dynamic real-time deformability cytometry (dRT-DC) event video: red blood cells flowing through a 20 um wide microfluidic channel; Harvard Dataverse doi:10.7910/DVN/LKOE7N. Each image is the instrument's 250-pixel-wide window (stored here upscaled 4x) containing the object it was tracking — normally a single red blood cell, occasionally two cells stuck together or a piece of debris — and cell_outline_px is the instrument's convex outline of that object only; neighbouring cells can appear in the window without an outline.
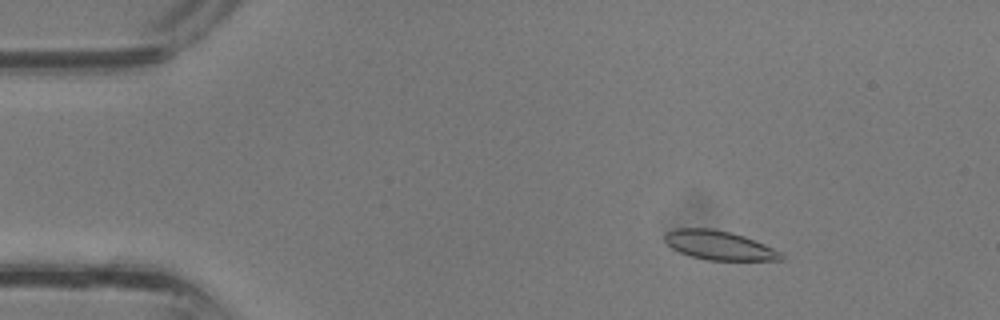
{"species": "common noctule bat (a hibernating species)", "species_latin": "Nyctalus noctula", "temperature_condition": "room temperature", "stored_images_in_passage": 37, "camera_frame_rate_fps": 3000, "um_per_image_px": 0.085, "animal": {"sex": "male", "body_mass_g": 13.3}, "frame": {"image": 1, "passage_image": 6, "time_ms": 1.667, "image_size_px": [1000, 320], "cell_outline_px": [[784, 260], [704, 260], [680, 252], [672, 248], [664, 240], [664, 232], [676, 228], [712, 228], [744, 236], [764, 244], [780, 252], [784, 256]], "centroid_in_image_um": [61.09, 20.85], "position_along_channel_um": 23.9, "area_um2": 19.65}}
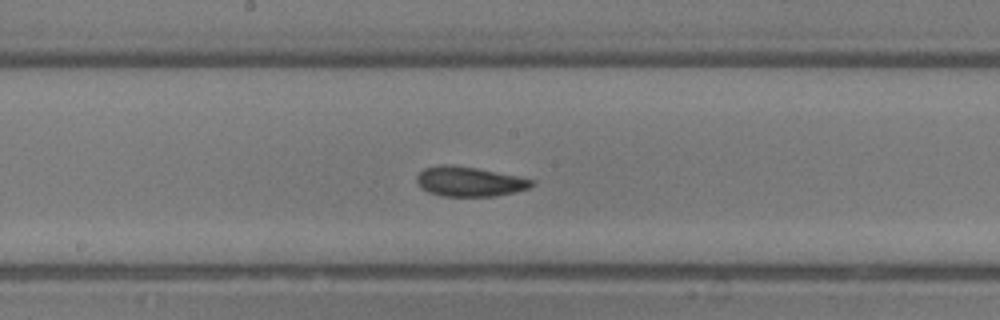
{"frame": {"image": 2, "passage_image": 20, "time_ms": 6.333, "image_size_px": [1000, 320], "cell_outline_px": [[532, 184], [528, 188], [516, 192], [496, 196], [440, 196], [428, 192], [420, 188], [416, 184], [416, 176], [424, 168], [440, 164], [452, 164], [476, 168], [516, 176], [532, 180]], "centroid_in_image_um": [39.81, 15.43], "position_along_channel_um": 208.4, "area_um2": 19.94}}
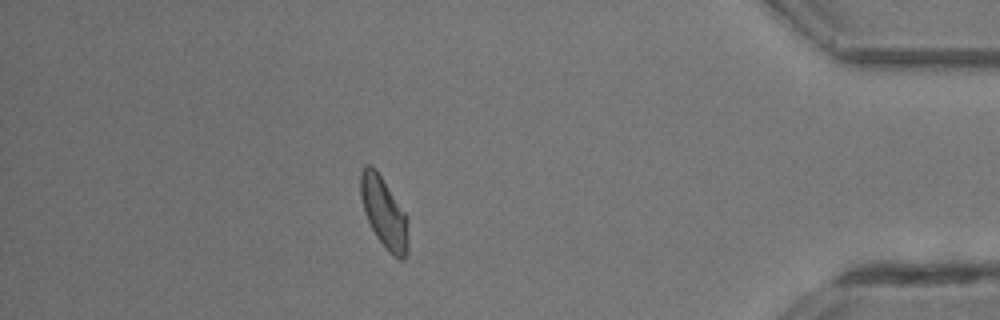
{"frame": {"image": 3, "passage_image": 33, "time_ms": 10.667, "image_size_px": [1000, 320], "cell_outline_px": [[408, 252], [404, 260], [400, 260], [392, 256], [388, 252], [376, 236], [364, 212], [360, 196], [360, 172], [364, 164], [372, 164], [376, 168], [408, 216]], "centroid_in_image_um": [32.65, 18.06], "position_along_channel_um": 402.5, "area_um2": 20.11}}